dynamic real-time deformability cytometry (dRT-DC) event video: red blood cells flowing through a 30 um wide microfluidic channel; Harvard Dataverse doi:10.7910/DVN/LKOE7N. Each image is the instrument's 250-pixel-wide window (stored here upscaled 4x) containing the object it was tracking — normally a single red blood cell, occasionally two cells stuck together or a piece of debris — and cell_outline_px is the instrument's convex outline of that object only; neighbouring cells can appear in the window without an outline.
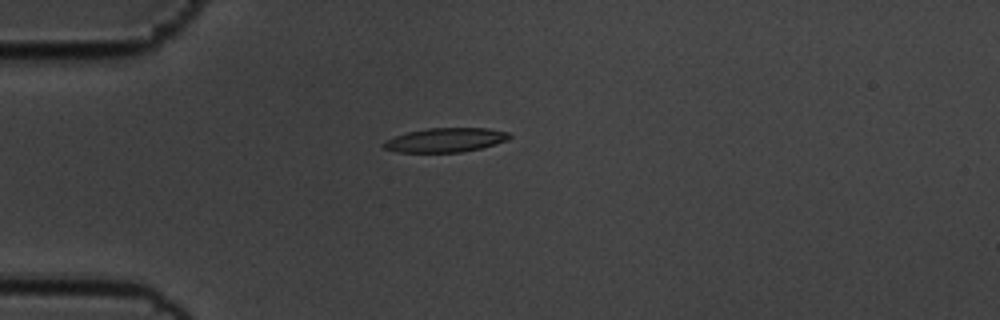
{"species": "common noctule bat (a hibernating species)", "species_latin": "Nyctalus noctula", "temperature_condition": "cold", "stored_images_in_passage": 43, "camera_frame_rate_fps": 3000, "um_per_image_px": 0.085, "animal": {"sex": "male", "body_mass_g": 19.5, "forearm_length_mm": 54.6}, "frame": {"image": 1, "passage_image": 1, "time_ms": 0.0, "image_size_px": [1000, 320], "cell_outline_px": [[512, 136], [508, 140], [480, 148], [460, 152], [396, 152], [384, 148], [380, 144], [384, 140], [408, 132], [428, 128], [488, 128], [508, 132]], "centroid_in_image_um": [37.84, 11.9], "position_along_channel_um": 47.2, "area_um2": 17.69}}
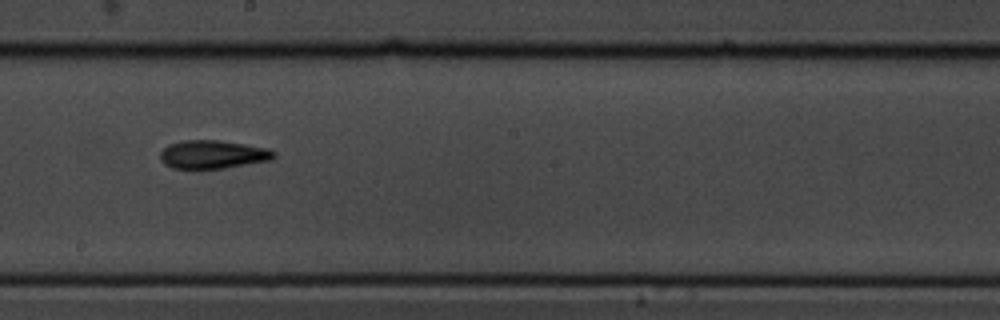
{"frame": {"image": 2, "passage_image": 18, "time_ms": 5.667, "image_size_px": [1000, 320], "cell_outline_px": [[276, 156], [272, 160], [224, 168], [196, 172], [192, 172], [172, 168], [164, 164], [160, 160], [160, 152], [168, 144], [184, 140], [216, 140], [244, 144], [268, 148], [276, 152]], "centroid_in_image_um": [18.04, 13.18], "position_along_channel_um": 230.2, "area_um2": 19.59}}
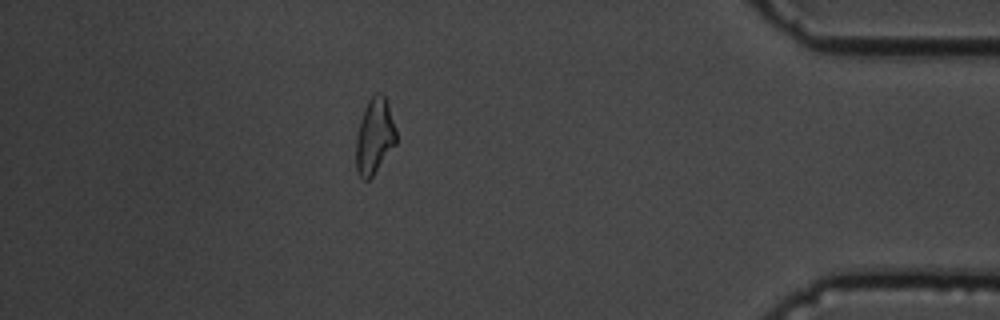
{"frame": {"image": 3, "passage_image": 36, "time_ms": 11.667, "image_size_px": [1000, 320], "cell_outline_px": [[396, 144], [372, 176], [368, 180], [364, 180], [356, 172], [356, 136], [360, 120], [364, 108], [368, 100], [376, 92], [380, 92], [384, 96], [388, 104], [396, 132]], "centroid_in_image_um": [31.82, 11.58], "position_along_channel_um": 403.4, "area_um2": 17.63}, "authors_computed_cell_mechanics": {"area_um2": 18.0914, "velocity_mm_per_s": 3.5455, "shape_relaxation_time_tau1_ms": 5.1522, "shape_relaxation_time_tau2_ms": 10.2701, "deformation_change_tau1": 0.1472, "deformation_change_tau2": 0.2337}}